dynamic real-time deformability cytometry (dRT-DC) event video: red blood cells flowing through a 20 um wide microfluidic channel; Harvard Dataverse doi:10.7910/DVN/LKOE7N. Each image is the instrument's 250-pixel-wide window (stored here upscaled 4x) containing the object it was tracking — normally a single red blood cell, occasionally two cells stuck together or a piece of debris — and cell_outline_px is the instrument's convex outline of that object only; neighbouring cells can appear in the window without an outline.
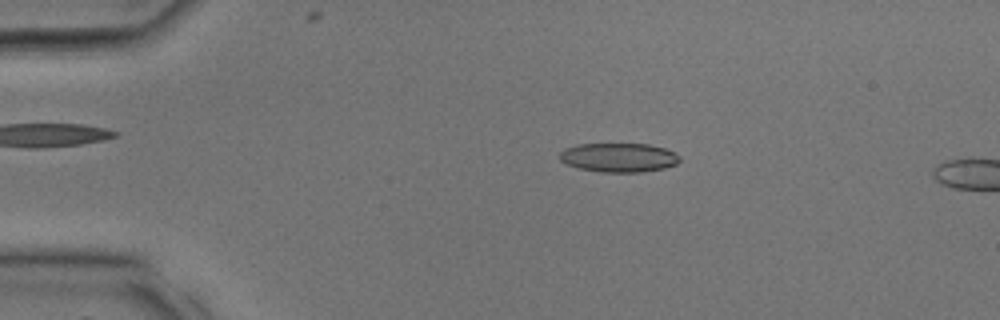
{"species": "common noctule bat (a hibernating species)", "species_latin": "Nyctalus noctula", "temperature_condition": "room temperature", "stored_images_in_passage": 8, "camera_frame_rate_fps": 3000, "um_per_image_px": 0.085, "animal": {"sex": "male", "body_mass_g": 17.9, "forearm_length_mm": 54.2}, "frame": {"image": 1, "passage_image": 6, "time_ms": 1.667, "image_size_px": [1000, 320], "cell_outline_px": [[680, 160], [676, 164], [664, 168], [640, 172], [600, 172], [580, 168], [568, 164], [560, 160], [560, 152], [564, 148], [576, 144], [648, 144], [664, 148], [680, 156]], "centroid_in_image_um": [52.58, 13.38], "position_along_channel_um": 32.4, "area_um2": 20.23}}